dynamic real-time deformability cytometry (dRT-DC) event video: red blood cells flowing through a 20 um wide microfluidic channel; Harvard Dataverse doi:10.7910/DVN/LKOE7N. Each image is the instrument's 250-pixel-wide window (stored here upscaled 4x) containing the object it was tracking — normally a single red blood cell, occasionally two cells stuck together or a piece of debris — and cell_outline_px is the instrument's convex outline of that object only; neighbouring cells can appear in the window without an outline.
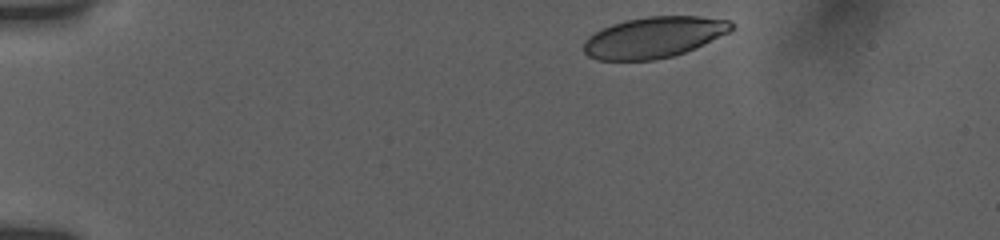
{"species": "human", "species_latin": "Homo sapiens", "temperature_condition": "room temperature", "stored_images_in_passage": 23, "camera_frame_rate_fps": 3000, "um_per_image_px": 0.085, "donor": {"sex": "female"}, "frame": {"image": 1, "passage_image": 1, "time_ms": 0.0, "image_size_px": [1000, 240], "cell_outline_px": [[732, 28], [728, 32], [684, 52], [672, 56], [652, 60], [596, 60], [588, 56], [584, 52], [584, 40], [588, 36], [612, 24], [624, 20], [648, 16], [700, 16], [732, 20]], "centroid_in_image_um": [55.54, 3.16], "position_along_channel_um": 29.5, "area_um2": 34.97}}
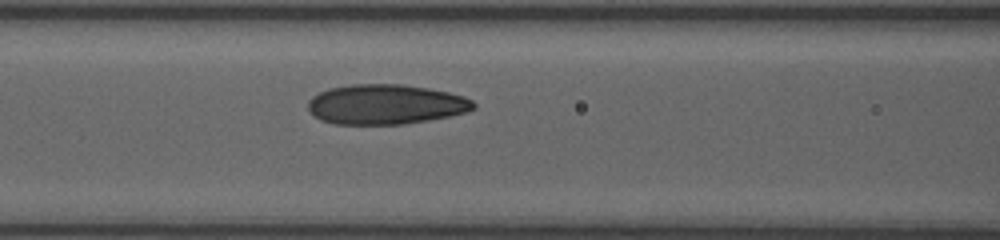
{"frame": {"image": 2, "passage_image": 14, "time_ms": 5.0, "image_size_px": [1000, 240], "cell_outline_px": [[476, 108], [464, 112], [448, 116], [428, 120], [400, 124], [332, 124], [320, 120], [308, 108], [308, 100], [312, 96], [328, 88], [352, 84], [404, 84], [428, 88], [448, 92], [464, 96], [472, 100], [476, 104]], "centroid_in_image_um": [32.77, 8.86], "position_along_channel_um": 133.8, "area_um2": 38.49}}
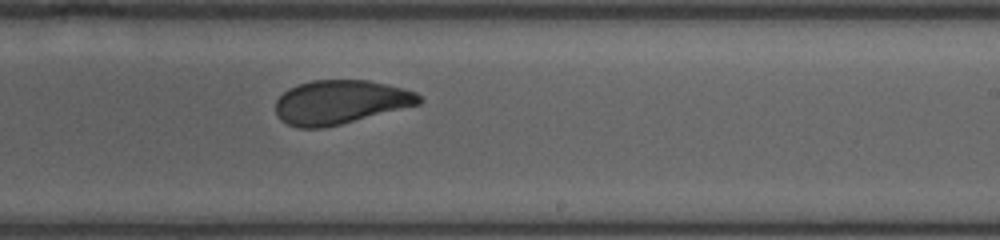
{"frame": {"image": 3, "passage_image": 23, "time_ms": 8.333, "image_size_px": [1000, 240], "cell_outline_px": [[424, 100], [420, 104], [324, 128], [300, 128], [288, 124], [280, 120], [276, 116], [276, 100], [288, 88], [312, 80], [368, 80], [416, 92]], "centroid_in_image_um": [28.9, 8.68], "position_along_channel_um": 260.1, "area_um2": 36.53}}